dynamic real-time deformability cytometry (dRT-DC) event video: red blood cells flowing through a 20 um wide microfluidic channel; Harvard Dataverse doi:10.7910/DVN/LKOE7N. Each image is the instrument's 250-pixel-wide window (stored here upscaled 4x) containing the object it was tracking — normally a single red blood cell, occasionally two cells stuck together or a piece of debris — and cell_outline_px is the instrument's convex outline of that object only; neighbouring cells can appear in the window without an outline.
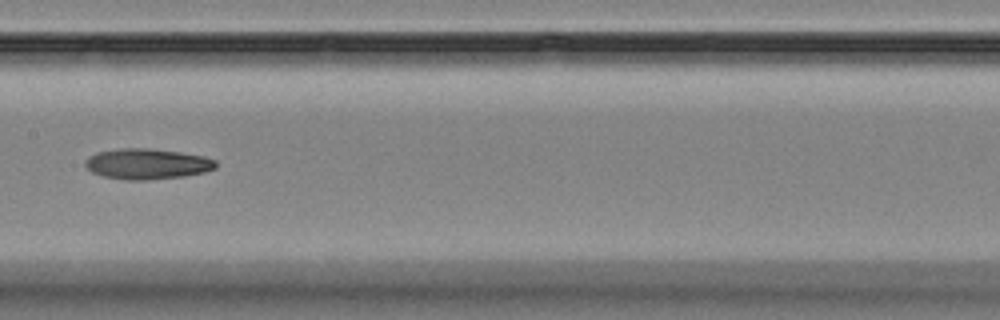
{"species": "Egyptian fruit bat (a non-hibernating species)", "species_latin": "Rousettus aegyptiacus", "temperature_condition": "room temperature", "stored_images_in_passage": 9, "camera_frame_rate_fps": 3000, "um_per_image_px": 0.085, "animal": {"sex": "female"}, "frame": {"image": 1, "passage_image": 9, "time_ms": 9.333, "image_size_px": [1000, 320], "cell_outline_px": [[216, 168], [204, 172], [184, 176], [148, 180], [124, 180], [104, 176], [92, 172], [84, 164], [84, 160], [88, 156], [96, 152], [120, 148], [148, 148], [180, 152], [204, 156], [216, 160]], "centroid_in_image_um": [12.49, 13.93], "position_along_channel_um": 194.9, "area_um2": 23.41}}